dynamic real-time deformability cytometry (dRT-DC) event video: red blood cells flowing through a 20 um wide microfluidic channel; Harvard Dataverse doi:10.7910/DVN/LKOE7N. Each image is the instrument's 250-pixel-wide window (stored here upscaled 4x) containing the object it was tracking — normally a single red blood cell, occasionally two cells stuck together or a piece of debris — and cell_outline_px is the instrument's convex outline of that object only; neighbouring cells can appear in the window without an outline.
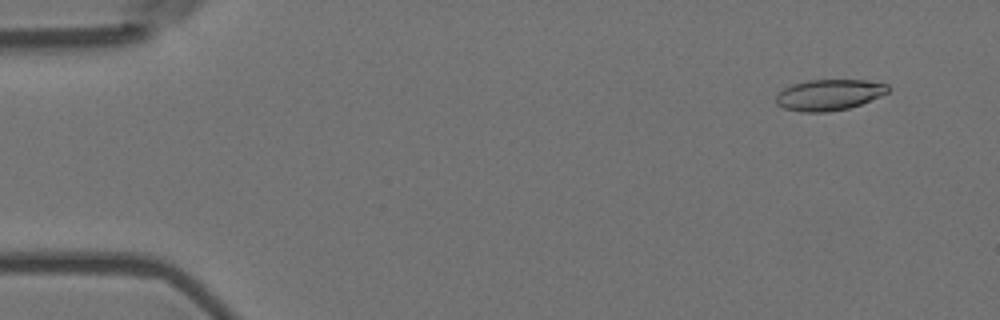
{"species": "Egyptian fruit bat (a non-hibernating species)", "species_latin": "Rousettus aegyptiacus", "temperature_condition": "room temperature", "stored_images_in_passage": 9, "camera_frame_rate_fps": 3000, "um_per_image_px": 0.085, "animal": {"sex": "female"}, "frame": {"image": 1, "passage_image": 2, "time_ms": 0.333, "image_size_px": [1000, 320], "cell_outline_px": [[888, 92], [880, 96], [860, 104], [848, 108], [828, 112], [804, 112], [784, 108], [776, 104], [776, 96], [784, 88], [792, 84], [808, 80], [864, 80], [888, 84]], "centroid_in_image_um": [70.45, 8.06], "position_along_channel_um": 14.5, "area_um2": 20.06}}
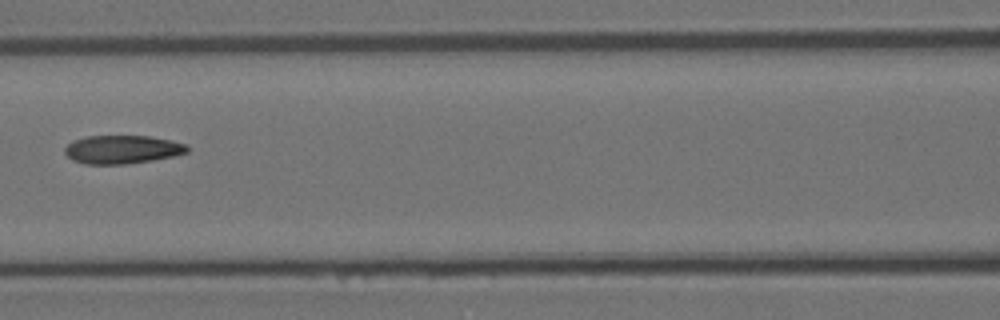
{"frame": {"image": 2, "passage_image": 8, "time_ms": 2.333, "image_size_px": [1000, 320], "cell_outline_px": [[188, 152], [172, 156], [152, 160], [124, 164], [84, 164], [72, 160], [64, 152], [64, 148], [72, 140], [84, 136], [148, 136], [188, 144]], "centroid_in_image_um": [10.35, 12.7], "position_along_channel_um": 156.3, "area_um2": 20.23}}
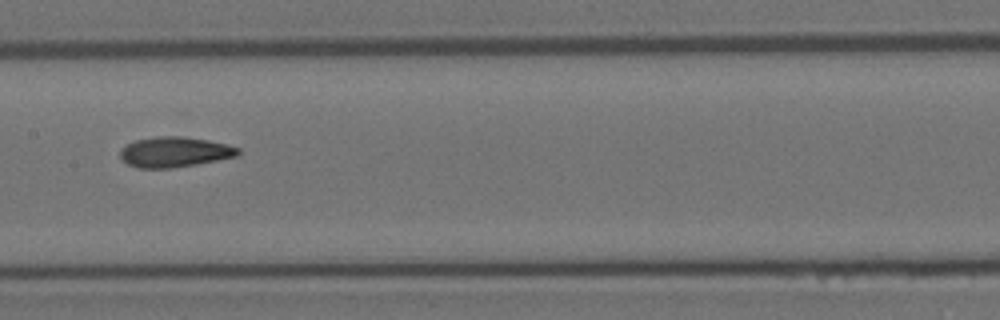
{"frame": {"image": 3, "passage_image": 9, "time_ms": 2.667, "image_size_px": [1000, 320], "cell_outline_px": [[240, 152], [236, 156], [196, 164], [172, 168], [136, 168], [120, 160], [120, 148], [136, 140], [156, 136], [180, 136], [208, 140], [228, 144], [240, 148]], "centroid_in_image_um": [14.81, 12.92], "position_along_channel_um": 192.6, "area_um2": 20.87}}